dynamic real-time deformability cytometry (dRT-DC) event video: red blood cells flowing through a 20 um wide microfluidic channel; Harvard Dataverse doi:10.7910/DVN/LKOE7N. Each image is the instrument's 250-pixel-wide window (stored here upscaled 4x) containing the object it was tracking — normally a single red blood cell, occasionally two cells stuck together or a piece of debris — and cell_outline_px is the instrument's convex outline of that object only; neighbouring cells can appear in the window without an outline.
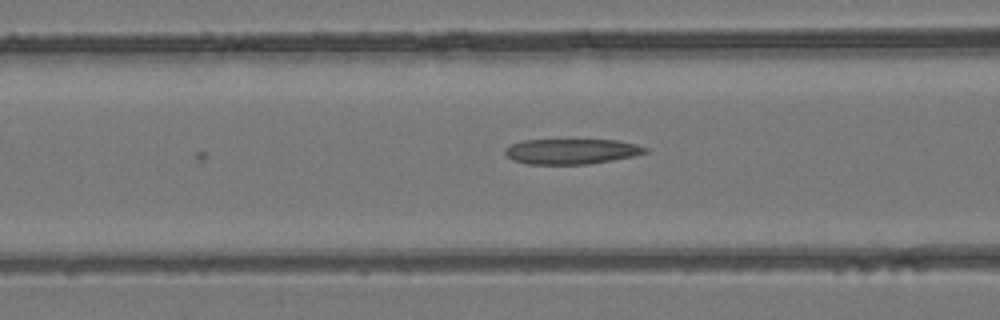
{"species": "common noctule bat (a hibernating species)", "species_latin": "Nyctalus noctula", "temperature_condition": "room temperature", "stored_images_in_passage": 7, "camera_frame_rate_fps": 3000, "um_per_image_px": 0.085, "animal": {"sex": "female", "body_mass_g": 24.6, "forearm_length_mm": 56.2}, "frame": {"image": 1, "passage_image": 7, "time_ms": 2.0, "image_size_px": [1000, 320], "cell_outline_px": [[648, 152], [632, 156], [612, 160], [588, 164], [528, 164], [512, 160], [504, 156], [504, 148], [508, 144], [524, 140], [616, 140], [636, 144], [648, 148]], "centroid_in_image_um": [48.51, 12.87], "position_along_channel_um": 118.1, "area_um2": 20.81}}